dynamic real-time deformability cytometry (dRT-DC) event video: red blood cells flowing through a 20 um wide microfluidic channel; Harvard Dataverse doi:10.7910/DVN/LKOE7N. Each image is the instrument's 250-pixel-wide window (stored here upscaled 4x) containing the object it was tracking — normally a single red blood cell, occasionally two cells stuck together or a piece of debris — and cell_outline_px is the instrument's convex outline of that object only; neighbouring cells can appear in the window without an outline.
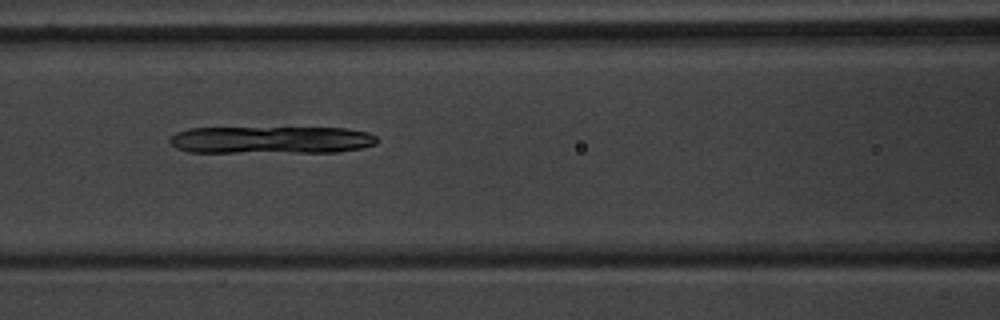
{"species": "common noctule bat (a hibernating species)", "species_latin": "Nyctalus noctula", "temperature_condition": "warm", "stored_images_in_passage": 37, "camera_frame_rate_fps": 3000, "um_per_image_px": 0.085, "animal": {"sex": "male", "body_mass_g": 20.1, "forearm_length_mm": 53.5}, "frame": {"image": 1, "passage_image": 7, "time_ms": 2.0, "image_size_px": [1000, 320], "cell_outline_px": [[380, 140], [376, 144], [364, 148], [336, 152], [188, 152], [176, 148], [168, 140], [176, 132], [188, 128], [344, 128], [368, 132], [376, 136]], "centroid_in_image_um": [23.09, 11.89], "position_along_channel_um": 143.5, "area_um2": 33.29}}